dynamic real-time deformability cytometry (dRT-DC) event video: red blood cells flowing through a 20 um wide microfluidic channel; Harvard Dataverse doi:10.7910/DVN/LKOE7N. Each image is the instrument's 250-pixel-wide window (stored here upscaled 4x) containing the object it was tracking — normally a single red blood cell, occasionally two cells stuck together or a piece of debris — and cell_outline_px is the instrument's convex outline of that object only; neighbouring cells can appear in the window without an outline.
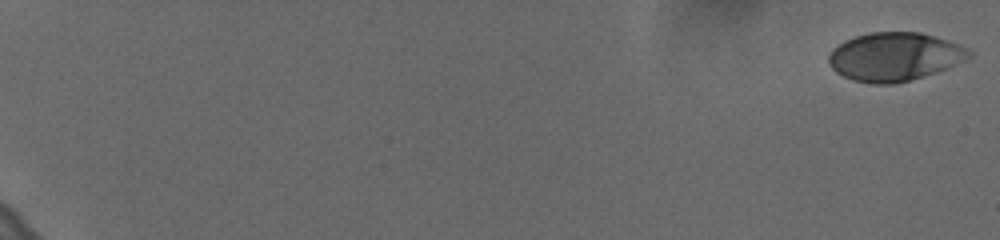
{"species": "human", "species_latin": "Homo sapiens", "temperature_condition": "cold", "stored_images_in_passage": 54, "camera_frame_rate_fps": 3000, "um_per_image_px": 0.085, "donor": {"sex": "female"}, "frame": {"image": 1, "passage_image": 1, "time_ms": 0.0, "image_size_px": [1000, 240], "cell_outline_px": [[972, 56], [964, 60], [936, 72], [912, 80], [892, 84], [872, 84], [852, 80], [836, 72], [828, 64], [828, 56], [832, 48], [844, 40], [856, 36], [872, 32], [920, 32], [948, 40], [972, 52]], "centroid_in_image_um": [75.98, 4.82], "position_along_channel_um": 9.0, "area_um2": 39.54}}
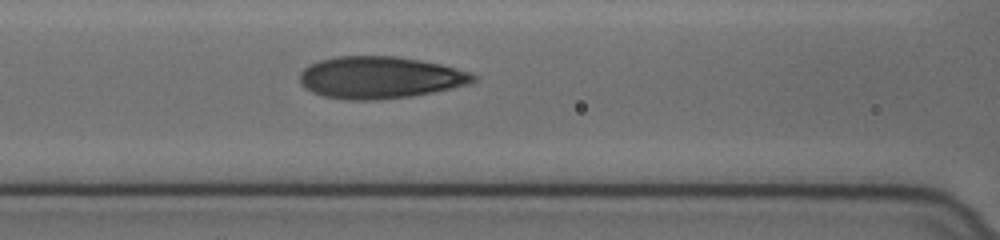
{"frame": {"image": 2, "passage_image": 30, "time_ms": 9.667, "image_size_px": [1000, 240], "cell_outline_px": [[480, 76], [476, 80], [468, 84], [452, 88], [432, 92], [408, 96], [376, 100], [348, 100], [324, 96], [312, 92], [304, 88], [300, 84], [300, 72], [308, 64], [320, 60], [336, 56], [396, 56], [420, 60], [440, 64], [472, 72]], "centroid_in_image_um": [32.29, 6.58], "position_along_channel_um": 134.3, "area_um2": 42.66}}
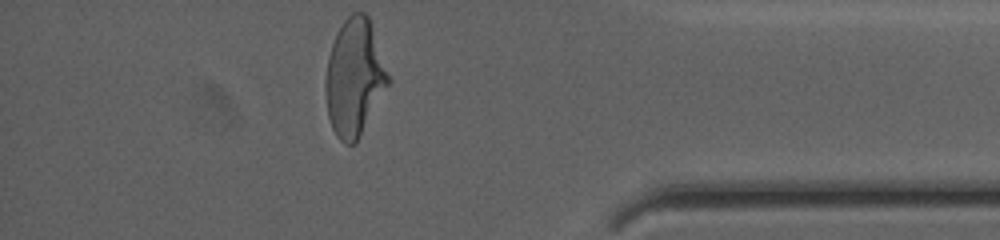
{"frame": {"image": 3, "passage_image": 54, "time_ms": 17.667, "image_size_px": [1000, 240], "cell_outline_px": [[392, 80], [356, 144], [344, 144], [336, 136], [332, 128], [328, 116], [324, 88], [324, 84], [328, 56], [336, 32], [344, 20], [352, 12], [364, 12], [368, 16]], "centroid_in_image_um": [30.13, 6.62], "position_along_channel_um": 405.1, "area_um2": 43.23}, "authors_computed_cell_mechanics": {"area_um2": 40.6334, "velocity_mm_per_s": 3.6464, "shape_relaxation_time_tau1_ms": 5.1018, "shape_relaxation_time_tau2_ms": 0.8113, "deformation_change_tau1": 0.1906, "deformation_change_tau2": 0.0719}}